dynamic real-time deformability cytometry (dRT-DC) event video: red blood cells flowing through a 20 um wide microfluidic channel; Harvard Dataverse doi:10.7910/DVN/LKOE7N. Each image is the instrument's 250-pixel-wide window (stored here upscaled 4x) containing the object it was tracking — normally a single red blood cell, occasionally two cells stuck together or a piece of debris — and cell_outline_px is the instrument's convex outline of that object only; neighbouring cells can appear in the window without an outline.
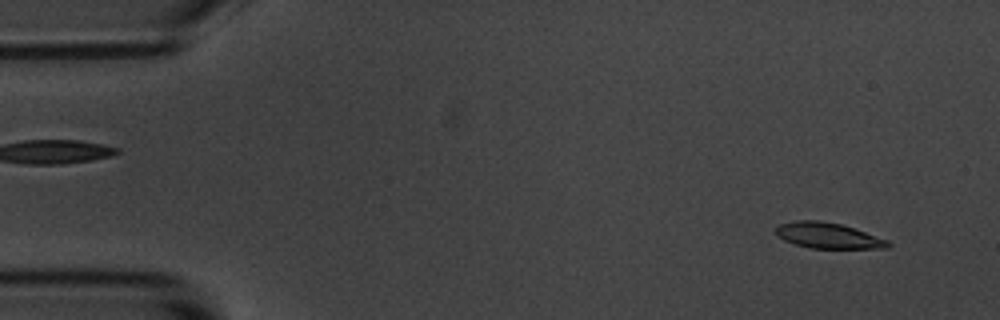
{"species": "common noctule bat (a hibernating species)", "species_latin": "Nyctalus noctula", "temperature_condition": "room temperature", "stored_images_in_passage": 4, "camera_frame_rate_fps": 3000, "um_per_image_px": 0.085, "animal": {"sex": "male", "body_mass_g": 20.1, "forearm_length_mm": 53.5}, "frame": {"image": 1, "passage_image": 1, "time_ms": 0.0, "image_size_px": [1000, 320], "cell_outline_px": [[892, 244], [888, 248], [808, 248], [784, 240], [776, 232], [776, 228], [780, 224], [796, 220], [820, 220], [840, 224], [856, 228], [888, 240]], "centroid_in_image_um": [70.43, 20.02], "position_along_channel_um": 14.6, "area_um2": 16.76}}
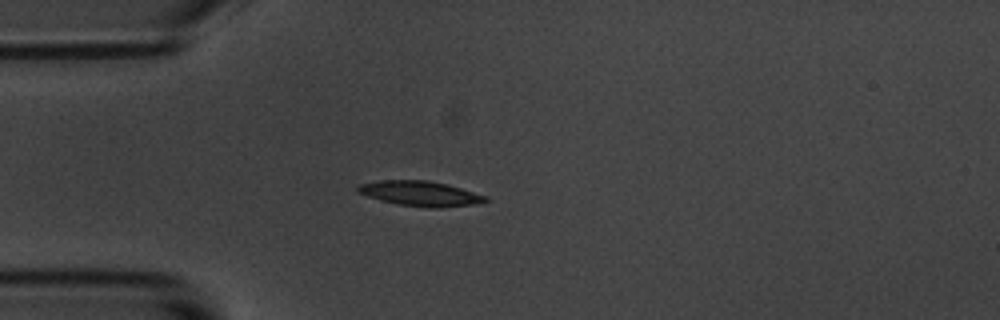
{"frame": {"image": 2, "passage_image": 4, "time_ms": 3.667, "image_size_px": [1000, 320], "cell_outline_px": [[488, 200], [472, 204], [440, 208], [428, 208], [396, 204], [380, 200], [356, 192], [356, 188], [360, 184], [380, 180], [428, 180], [448, 184], [488, 196]], "centroid_in_image_um": [35.71, 16.45], "position_along_channel_um": 49.3, "area_um2": 18.67}}